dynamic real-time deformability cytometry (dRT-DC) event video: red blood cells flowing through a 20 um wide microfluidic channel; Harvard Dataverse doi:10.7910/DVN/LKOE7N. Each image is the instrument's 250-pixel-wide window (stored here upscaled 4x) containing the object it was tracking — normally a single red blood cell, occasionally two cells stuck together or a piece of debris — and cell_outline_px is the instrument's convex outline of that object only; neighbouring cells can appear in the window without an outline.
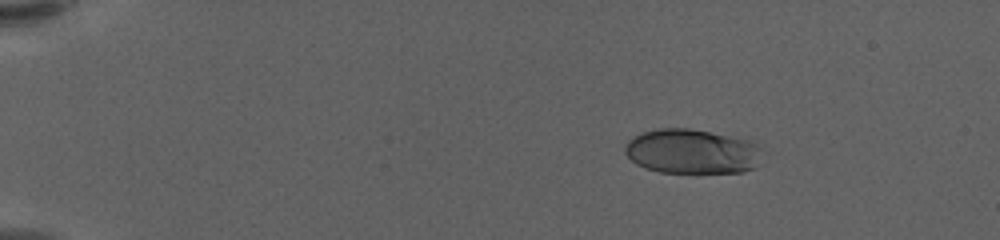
{"species": "human", "species_latin": "Homo sapiens", "temperature_condition": "warm", "stored_images_in_passage": 59, "camera_frame_rate_fps": 3000, "um_per_image_px": 0.085, "donor": {"sex": "female"}, "frame": {"image": 1, "passage_image": 10, "time_ms": 3.0, "image_size_px": [1000, 240], "cell_outline_px": [[760, 140], [756, 168], [744, 172], [660, 172], [644, 168], [636, 164], [624, 152], [624, 148], [628, 140], [644, 132], [660, 128], [688, 128]], "centroid_in_image_um": [58.86, 12.86], "position_along_channel_um": 26.1, "area_um2": 36.01}}
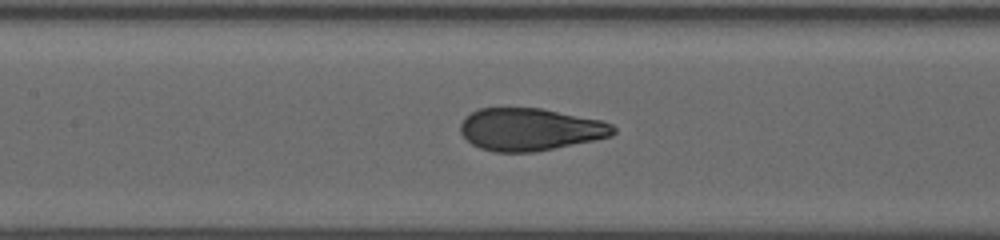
{"frame": {"image": 2, "passage_image": 30, "time_ms": 9.667, "image_size_px": [1000, 240], "cell_outline_px": [[616, 132], [612, 136], [596, 140], [536, 152], [496, 152], [480, 148], [472, 144], [460, 132], [460, 124], [472, 112], [480, 108], [540, 108], [600, 120], [612, 124], [616, 128]], "centroid_in_image_um": [45.09, 11.01], "position_along_channel_um": 162.3, "area_um2": 37.74}}
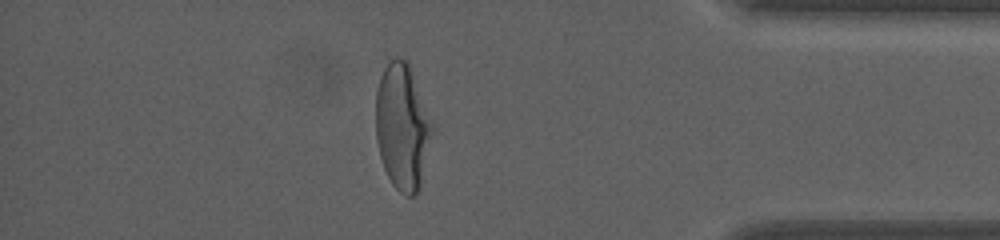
{"frame": {"image": 3, "passage_image": 52, "time_ms": 17.0, "image_size_px": [1000, 240], "cell_outline_px": [[436, 128], [420, 188], [416, 196], [408, 196], [400, 192], [392, 184], [384, 168], [380, 156], [376, 140], [376, 92], [380, 76], [384, 68], [396, 56], [400, 56], [408, 60]], "centroid_in_image_um": [34.25, 10.77], "position_along_channel_um": 400.9, "area_um2": 42.48}, "authors_computed_cell_mechanics": {"area_um2": 38.3214, "velocity_mm_per_s": 3.6094, "shape_relaxation_time_tau1_ms": 4.7092, "shape_relaxation_time_tau2_ms": null, "deformation_change_tau1": 0.2268, "deformation_change_tau2": null}}